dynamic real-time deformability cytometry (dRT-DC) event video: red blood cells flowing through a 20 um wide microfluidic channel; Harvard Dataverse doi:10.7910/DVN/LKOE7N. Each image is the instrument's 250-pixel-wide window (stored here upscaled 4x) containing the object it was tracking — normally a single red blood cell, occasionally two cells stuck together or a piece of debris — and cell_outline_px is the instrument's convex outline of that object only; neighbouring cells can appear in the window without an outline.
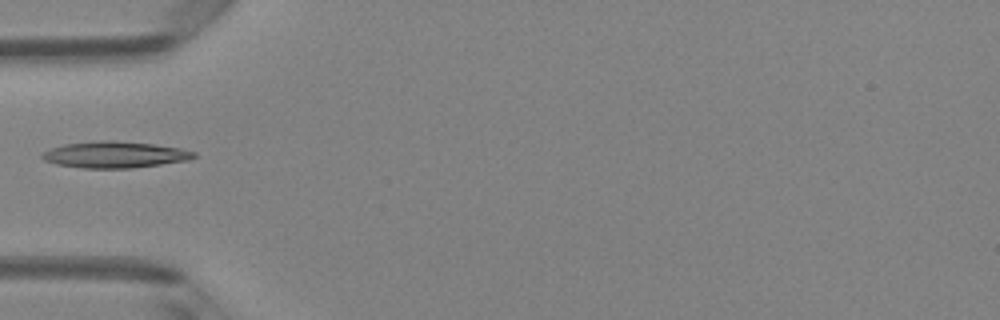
{"species": "Egyptian fruit bat (a non-hibernating species)", "species_latin": "Rousettus aegyptiacus", "temperature_condition": "room temperature", "stored_images_in_passage": 4, "camera_frame_rate_fps": 3000, "um_per_image_px": 0.085, "animal": {"sex": "female"}, "frame": {"image": 1, "passage_image": 4, "time_ms": 1.0, "image_size_px": [1000, 320], "cell_outline_px": [[196, 156], [188, 160], [132, 168], [84, 168], [56, 164], [44, 160], [40, 156], [40, 152], [64, 144], [100, 140], [116, 140], [152, 144], [180, 148], [196, 152]], "centroid_in_image_um": [9.72, 13.14], "position_along_channel_um": 75.3, "area_um2": 23.35}}